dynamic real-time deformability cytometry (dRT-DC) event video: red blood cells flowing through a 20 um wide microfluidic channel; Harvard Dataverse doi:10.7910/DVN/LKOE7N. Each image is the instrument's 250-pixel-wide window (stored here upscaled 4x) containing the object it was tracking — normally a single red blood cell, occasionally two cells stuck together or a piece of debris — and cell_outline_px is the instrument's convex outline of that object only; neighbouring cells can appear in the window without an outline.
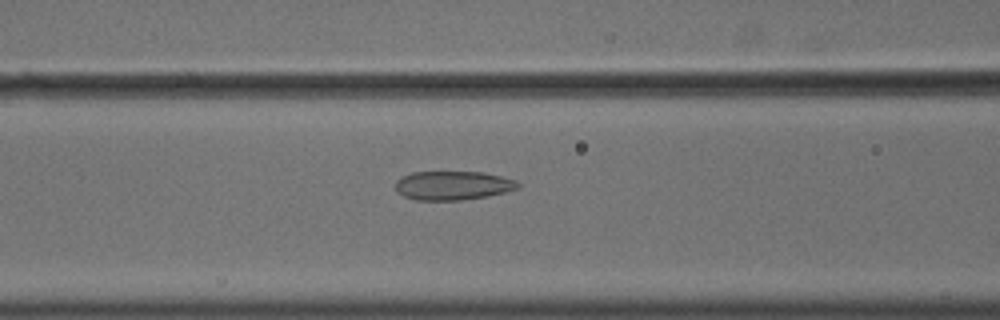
{"species": "common noctule bat (a hibernating species)", "species_latin": "Nyctalus noctula", "temperature_condition": "cold", "stored_images_in_passage": 56, "camera_frame_rate_fps": 3000, "um_per_image_px": 0.085, "animal": {"sex": "male", "body_mass_g": 18.8}, "frame": {"image": 1, "passage_image": 24, "time_ms": 7.667, "image_size_px": [1000, 320], "cell_outline_px": [[520, 188], [488, 196], [460, 200], [416, 200], [404, 196], [396, 192], [396, 180], [412, 172], [484, 172], [516, 180], [520, 184]], "centroid_in_image_um": [38.5, 15.77], "position_along_channel_um": 128.1, "area_um2": 20.63}}
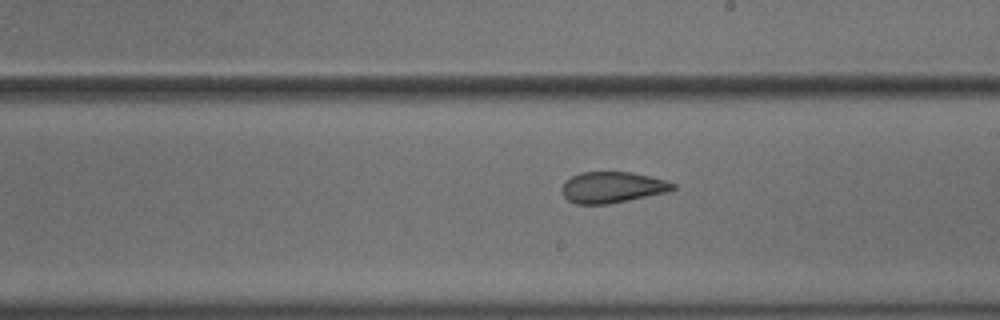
{"frame": {"image": 2, "passage_image": 33, "time_ms": 10.667, "image_size_px": [1000, 320], "cell_outline_px": [[676, 188], [668, 192], [608, 204], [576, 204], [568, 200], [560, 192], [560, 188], [564, 180], [580, 172], [632, 172], [664, 180], [676, 184]], "centroid_in_image_um": [52.0, 15.92], "position_along_channel_um": 237.0, "area_um2": 20.23}}
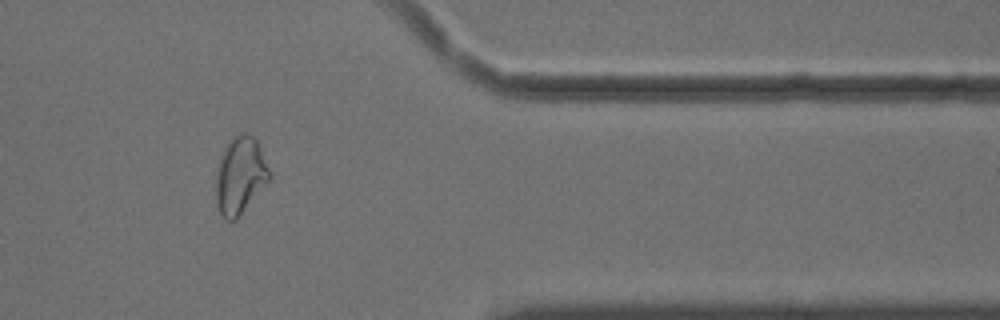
{"frame": {"image": 3, "passage_image": 47, "time_ms": 15.333, "image_size_px": [1000, 320], "cell_outline_px": [[272, 176], [240, 216], [236, 220], [224, 220], [216, 204], [216, 172], [220, 156], [228, 140], [232, 136], [240, 132], [244, 132], [252, 136], [256, 140]], "centroid_in_image_um": [20.39, 14.91], "position_along_channel_um": 391.0, "area_um2": 24.1}, "authors_computed_cell_mechanics": {"area_um2": 23.8136, "velocity_mm_per_s": 3.6226, "shape_relaxation_time_tau1_ms": null, "shape_relaxation_time_tau2_ms": 2.0496, "deformation_change_tau1": null, "deformation_change_tau2": 0.0981}}